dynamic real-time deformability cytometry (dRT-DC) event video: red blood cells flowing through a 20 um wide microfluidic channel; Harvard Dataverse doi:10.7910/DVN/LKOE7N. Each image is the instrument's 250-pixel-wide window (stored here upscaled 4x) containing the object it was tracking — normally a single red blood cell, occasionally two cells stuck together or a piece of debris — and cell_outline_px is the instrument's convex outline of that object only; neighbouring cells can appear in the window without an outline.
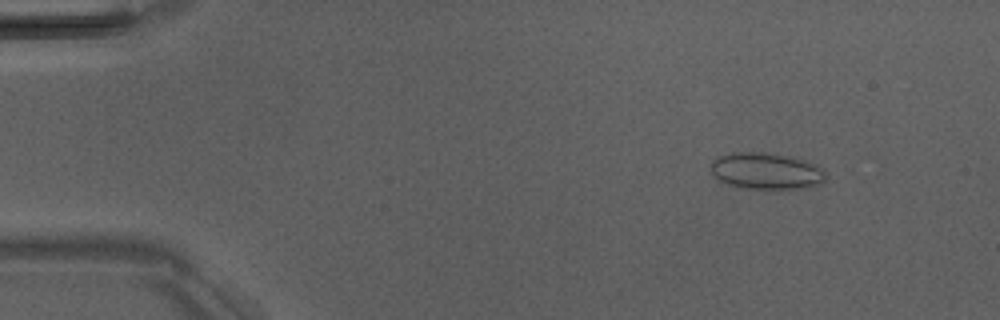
{"species": "Egyptian fruit bat (a non-hibernating species)", "species_latin": "Rousettus aegyptiacus", "temperature_condition": "room temperature", "stored_images_in_passage": 4, "camera_frame_rate_fps": 3000, "um_per_image_px": 0.085, "animal": {"sex": "male"}, "frame": {"image": 1, "passage_image": 2, "time_ms": 1.333, "image_size_px": [1000, 320], "cell_outline_px": [[824, 180], [820, 184], [800, 188], [748, 188], [728, 184], [720, 180], [712, 172], [712, 160], [716, 156], [732, 152], [764, 152], [788, 156], [820, 164], [824, 172]], "centroid_in_image_um": [65.13, 14.51], "position_along_channel_um": 19.9, "area_um2": 24.28}}